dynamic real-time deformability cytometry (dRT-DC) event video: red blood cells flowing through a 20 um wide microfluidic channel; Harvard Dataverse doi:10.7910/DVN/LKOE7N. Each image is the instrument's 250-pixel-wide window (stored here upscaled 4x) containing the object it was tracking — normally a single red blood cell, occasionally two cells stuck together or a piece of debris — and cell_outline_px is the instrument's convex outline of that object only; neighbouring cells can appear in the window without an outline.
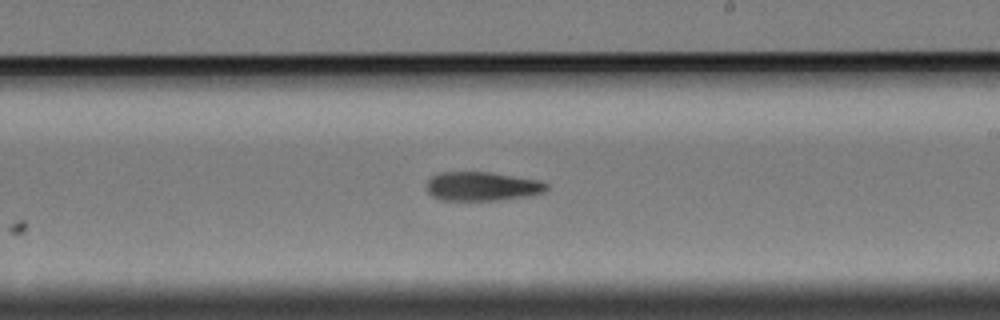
{"species": "Egyptian fruit bat (a non-hibernating species)", "species_latin": "Rousettus aegyptiacus", "temperature_condition": "cold", "stored_images_in_passage": 12, "camera_frame_rate_fps": 3000, "um_per_image_px": 0.085, "animal": {"sex": "female"}, "frame": {"image": 1, "passage_image": 9, "time_ms": 9.667, "image_size_px": [1000, 320], "cell_outline_px": [[548, 188], [544, 192], [524, 196], [500, 200], [440, 200], [432, 196], [424, 188], [428, 180], [432, 176], [440, 172], [488, 172], [540, 180], [548, 184]], "centroid_in_image_um": [40.93, 15.83], "position_along_channel_um": 248.1, "area_um2": 20.29}}
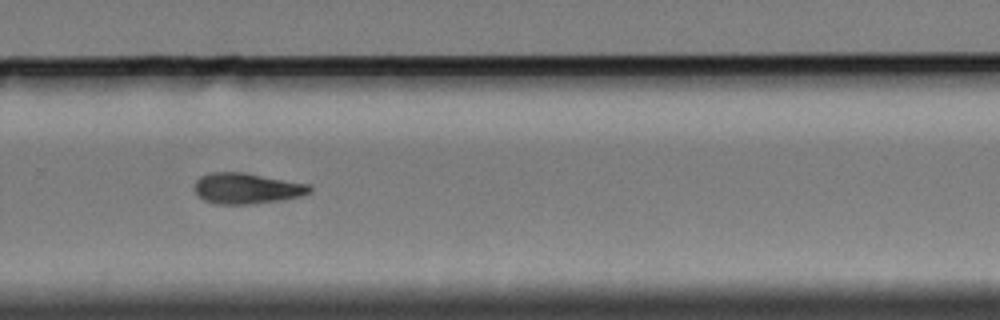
{"frame": {"image": 2, "passage_image": 11, "time_ms": 13.0, "image_size_px": [1000, 320], "cell_outline_px": [[312, 192], [300, 196], [280, 200], [252, 204], [216, 204], [204, 200], [196, 192], [196, 180], [200, 176], [212, 172], [244, 172], [308, 184], [312, 188]], "centroid_in_image_um": [20.99, 16.01], "position_along_channel_um": 308.8, "area_um2": 20.52}}
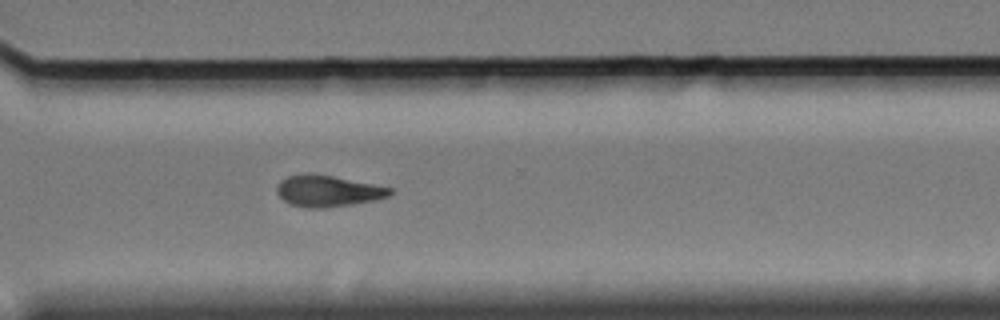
{"frame": {"image": 3, "passage_image": 12, "time_ms": 14.0, "image_size_px": [1000, 320], "cell_outline_px": [[392, 192], [388, 196], [376, 200], [352, 204], [324, 208], [304, 208], [288, 204], [276, 192], [276, 188], [280, 180], [288, 176], [332, 176], [392, 188]], "centroid_in_image_um": [27.86, 16.28], "position_along_channel_um": 342.7, "area_um2": 20.06}}